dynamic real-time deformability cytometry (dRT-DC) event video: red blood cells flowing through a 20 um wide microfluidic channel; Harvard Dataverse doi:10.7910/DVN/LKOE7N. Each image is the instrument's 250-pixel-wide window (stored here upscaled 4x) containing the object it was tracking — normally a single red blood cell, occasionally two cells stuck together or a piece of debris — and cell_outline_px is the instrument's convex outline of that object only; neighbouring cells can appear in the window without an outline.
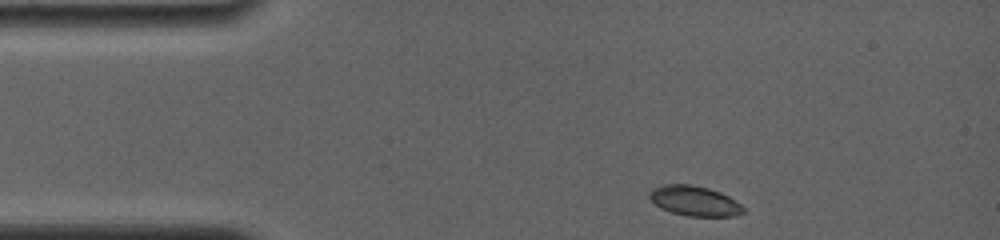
{"species": "common noctule bat (a hibernating species)", "species_latin": "Nyctalus noctula", "temperature_condition": "room temperature", "stored_images_in_passage": 25, "camera_frame_rate_fps": 4000, "um_per_image_px": 0.085, "animal": {"sex": "female", "body_mass_g": 19.0, "forearm_length_mm": 56.7}, "frame": {"image": 1, "passage_image": 1, "time_ms": 0.0, "image_size_px": [1000, 240], "cell_outline_px": [[744, 212], [736, 216], [688, 216], [672, 212], [660, 208], [648, 196], [648, 192], [652, 188], [664, 184], [692, 184], [708, 188], [720, 192], [728, 196], [740, 204], [744, 208]], "centroid_in_image_um": [59.01, 17.07], "position_along_channel_um": 26.0, "area_um2": 16.42}}
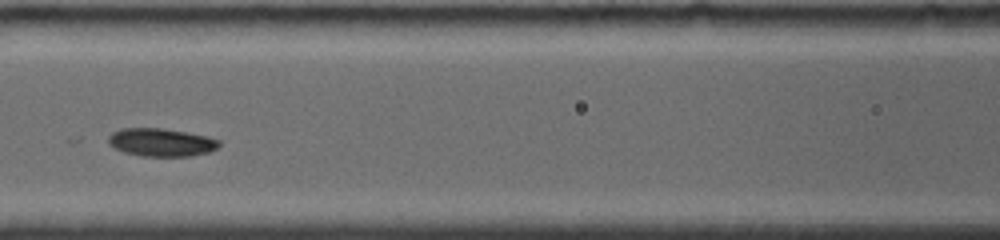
{"frame": {"image": 2, "passage_image": 10, "time_ms": 4.75, "image_size_px": [1000, 240], "cell_outline_px": [[220, 144], [216, 148], [208, 152], [188, 156], [144, 156], [124, 152], [108, 144], [108, 136], [112, 132], [124, 128], [160, 128], [208, 136], [220, 140]], "centroid_in_image_um": [13.69, 12.09], "position_along_channel_um": 152.9, "area_um2": 17.92}}
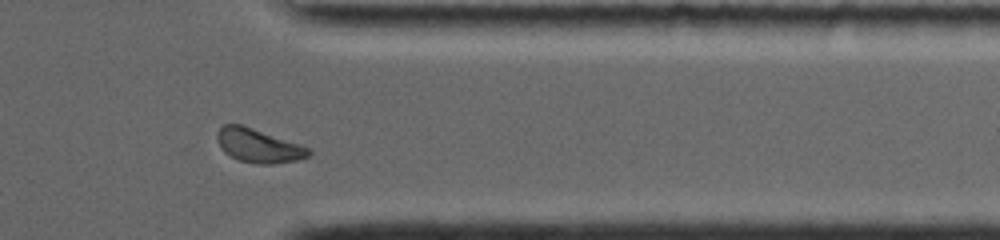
{"frame": {"image": 3, "passage_image": 21, "time_ms": 11.0, "image_size_px": [1000, 240], "cell_outline_px": [[312, 152], [308, 156], [296, 160], [272, 164], [256, 164], [240, 160], [224, 152], [216, 136], [216, 132], [224, 124], [240, 124], [300, 144], [308, 148]], "centroid_in_image_um": [21.96, 12.38], "position_along_channel_um": 389.4, "area_um2": 17.69}, "authors_computed_cell_mechanics": {"area_um2": 17.8602, "velocity_mm_per_s": 3.7743, "shape_relaxation_time_tau1_ms": null, "shape_relaxation_time_tau2_ms": 10.9577, "deformation_change_tau1": null, "deformation_change_tau2": 0.1309}}